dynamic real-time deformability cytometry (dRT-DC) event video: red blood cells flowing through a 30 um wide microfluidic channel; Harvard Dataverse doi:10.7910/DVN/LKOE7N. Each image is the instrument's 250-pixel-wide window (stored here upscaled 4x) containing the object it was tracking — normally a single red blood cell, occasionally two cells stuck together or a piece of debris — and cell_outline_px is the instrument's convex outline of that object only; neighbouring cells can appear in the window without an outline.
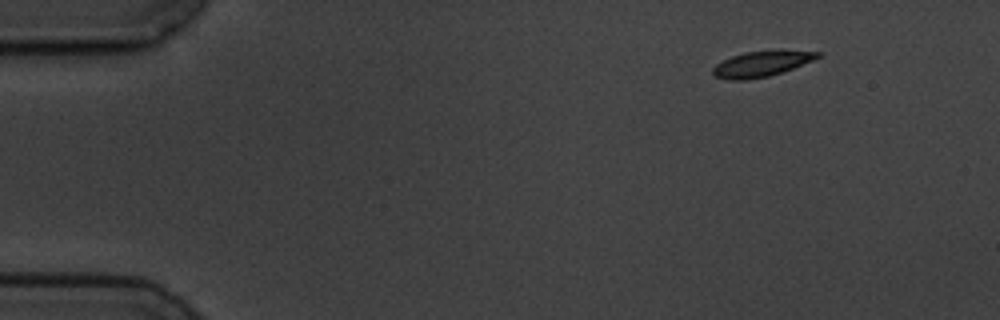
{"species": "common noctule bat (a hibernating species)", "species_latin": "Nyctalus noctula", "temperature_condition": "cold", "stored_images_in_passage": 6, "camera_frame_rate_fps": 3000, "um_per_image_px": 0.085, "animal": {"sex": "male", "body_mass_g": 19.5, "forearm_length_mm": 54.6}, "frame": {"image": 1, "passage_image": 6, "time_ms": 6.0, "image_size_px": [1000, 320], "cell_outline_px": [[820, 56], [812, 60], [792, 68], [768, 76], [744, 80], [728, 80], [712, 76], [712, 68], [716, 64], [732, 56], [744, 52], [776, 48], [784, 48], [820, 52]], "centroid_in_image_um": [64.72, 5.38], "position_along_channel_um": 20.3, "area_um2": 16.01}}